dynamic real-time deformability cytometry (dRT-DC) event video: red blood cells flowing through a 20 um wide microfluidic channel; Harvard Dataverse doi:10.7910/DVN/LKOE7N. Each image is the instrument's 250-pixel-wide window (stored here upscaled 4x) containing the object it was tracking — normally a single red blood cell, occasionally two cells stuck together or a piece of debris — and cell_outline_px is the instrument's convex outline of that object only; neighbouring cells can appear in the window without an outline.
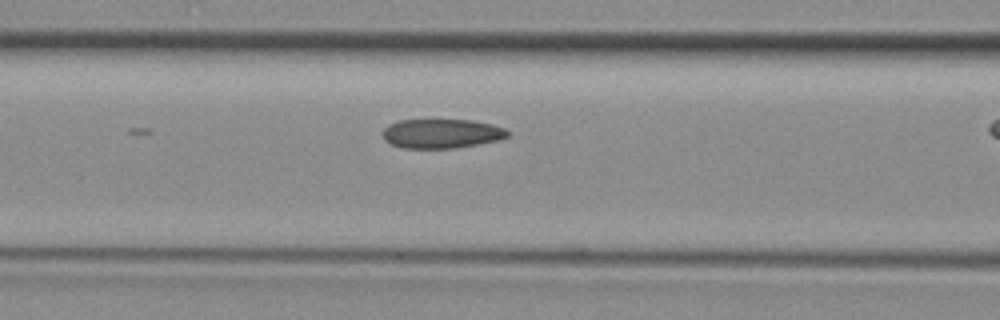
{"species": "common noctule bat (a hibernating species)", "species_latin": "Nyctalus noctula", "temperature_condition": "room temperature", "stored_images_in_passage": 13, "camera_frame_rate_fps": 3000, "um_per_image_px": 0.085, "animal": {"sex": "female", "body_mass_g": 29.2, "forearm_length_mm": 56.3}, "frame": {"image": 1, "passage_image": 9, "time_ms": 2.667, "image_size_px": [1000, 320], "cell_outline_px": [[512, 132], [508, 136], [496, 140], [476, 144], [452, 148], [404, 148], [392, 144], [384, 140], [384, 128], [388, 124], [400, 120], [472, 120], [492, 124], [504, 128]], "centroid_in_image_um": [37.54, 11.34], "position_along_channel_um": 129.1, "area_um2": 21.15}}
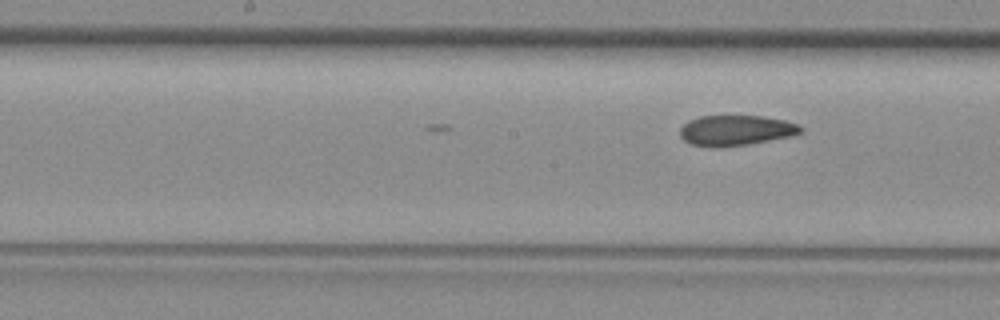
{"frame": {"image": 2, "passage_image": 13, "time_ms": 4.0, "image_size_px": [1000, 320], "cell_outline_px": [[804, 128], [800, 132], [788, 136], [748, 144], [692, 144], [684, 140], [680, 136], [680, 128], [688, 120], [700, 116], [764, 116], [784, 120], [800, 124]], "centroid_in_image_um": [62.58, 11.02], "position_along_channel_um": 185.6, "area_um2": 20.46}}